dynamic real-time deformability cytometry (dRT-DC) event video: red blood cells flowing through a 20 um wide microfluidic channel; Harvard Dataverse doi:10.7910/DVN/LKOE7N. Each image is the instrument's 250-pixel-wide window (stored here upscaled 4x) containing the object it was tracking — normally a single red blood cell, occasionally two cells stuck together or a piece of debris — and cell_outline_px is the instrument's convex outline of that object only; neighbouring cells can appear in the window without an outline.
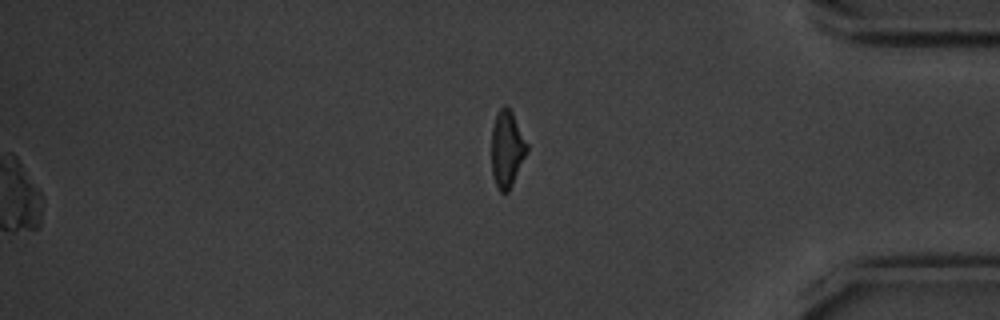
{"species": "common noctule bat (a hibernating species)", "species_latin": "Nyctalus noctula", "temperature_condition": "cold", "stored_images_in_passage": 52, "camera_frame_rate_fps": 3000, "um_per_image_px": 0.085, "animal": {"sex": "male", "body_mass_g": 20.1, "forearm_length_mm": 53.5}, "frame": {"image": 1, "passage_image": 52, "time_ms": 17.0, "image_size_px": [1000, 320], "cell_outline_px": [[528, 148], [512, 184], [508, 192], [500, 192], [496, 184], [492, 172], [492, 128], [496, 116], [500, 108], [504, 104], [512, 112], [528, 144]], "centroid_in_image_um": [43.08, 12.64], "position_along_channel_um": 392.1, "area_um2": 15.43}}